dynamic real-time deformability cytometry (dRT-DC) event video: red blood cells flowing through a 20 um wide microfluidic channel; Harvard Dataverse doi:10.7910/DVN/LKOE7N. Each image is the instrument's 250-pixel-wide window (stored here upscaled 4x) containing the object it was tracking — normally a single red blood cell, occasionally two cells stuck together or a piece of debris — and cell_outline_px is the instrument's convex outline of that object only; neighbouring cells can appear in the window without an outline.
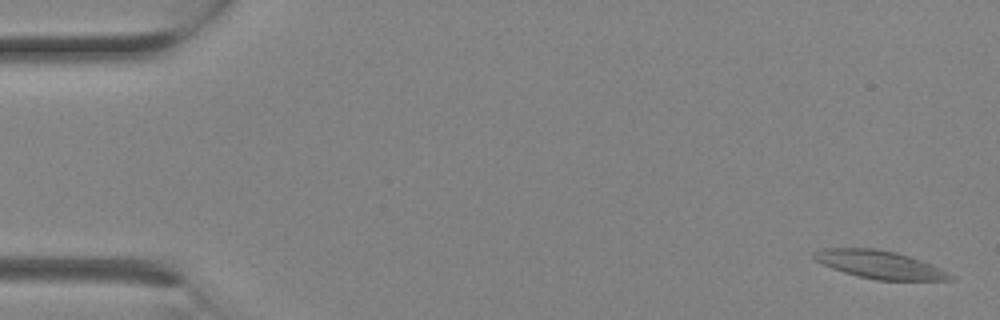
{"species": "Egyptian fruit bat (a non-hibernating species)", "species_latin": "Rousettus aegyptiacus", "temperature_condition": "room temperature", "stored_images_in_passage": 3, "camera_frame_rate_fps": 3000, "um_per_image_px": 0.085, "animal": {"sex": "female"}, "frame": {"image": 1, "passage_image": 1, "time_ms": 0.0, "image_size_px": [1000, 320], "cell_outline_px": [[956, 280], [876, 280], [856, 276], [832, 268], [816, 260], [812, 256], [820, 248], [876, 248], [896, 252], [932, 264], [956, 276]], "centroid_in_image_um": [74.82, 22.49], "position_along_channel_um": 10.2, "area_um2": 22.2}}
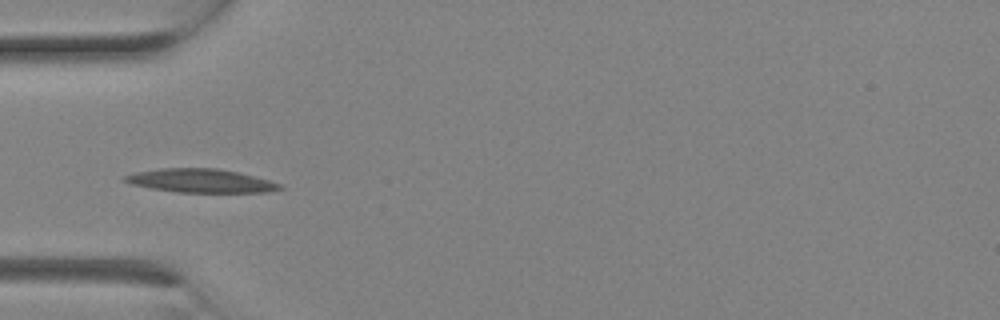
{"frame": {"image": 2, "passage_image": 3, "time_ms": 0.667, "image_size_px": [1000, 320], "cell_outline_px": [[284, 188], [268, 192], [176, 192], [152, 188], [132, 184], [124, 180], [124, 176], [136, 172], [160, 168], [216, 168], [236, 172], [268, 180], [280, 184]], "centroid_in_image_um": [17.05, 15.36], "position_along_channel_um": 67.9, "area_um2": 20.98}}